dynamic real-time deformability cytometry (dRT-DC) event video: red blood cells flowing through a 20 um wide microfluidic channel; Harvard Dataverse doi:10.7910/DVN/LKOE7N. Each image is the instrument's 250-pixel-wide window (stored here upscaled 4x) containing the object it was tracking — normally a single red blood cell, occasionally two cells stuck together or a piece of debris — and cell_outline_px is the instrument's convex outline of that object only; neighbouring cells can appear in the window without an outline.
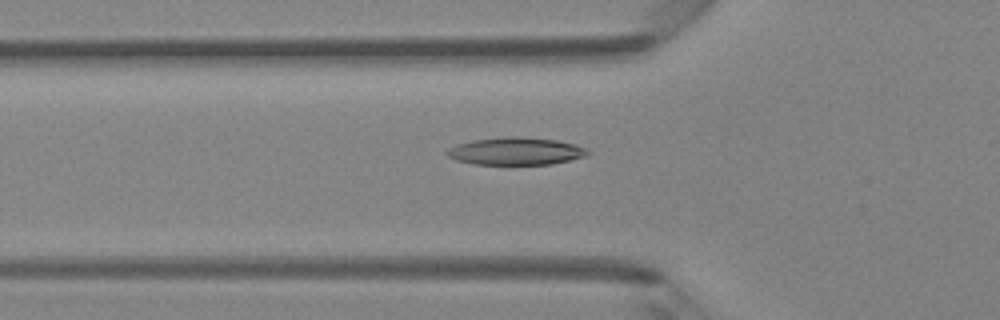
{"species": "Egyptian fruit bat (a non-hibernating species)", "species_latin": "Rousettus aegyptiacus", "temperature_condition": "room temperature", "stored_images_in_passage": 39, "camera_frame_rate_fps": 3000, "um_per_image_px": 0.085, "animal": {"sex": "female"}, "frame": {"image": 1, "passage_image": 9, "time_ms": 2.667, "image_size_px": [1000, 320], "cell_outline_px": [[592, 152], [584, 156], [552, 164], [472, 164], [456, 160], [448, 156], [444, 152], [448, 148], [456, 144], [472, 140], [512, 136], [556, 140], [576, 144], [588, 148]], "centroid_in_image_um": [43.83, 12.85], "position_along_channel_um": 82.0, "area_um2": 22.54}}
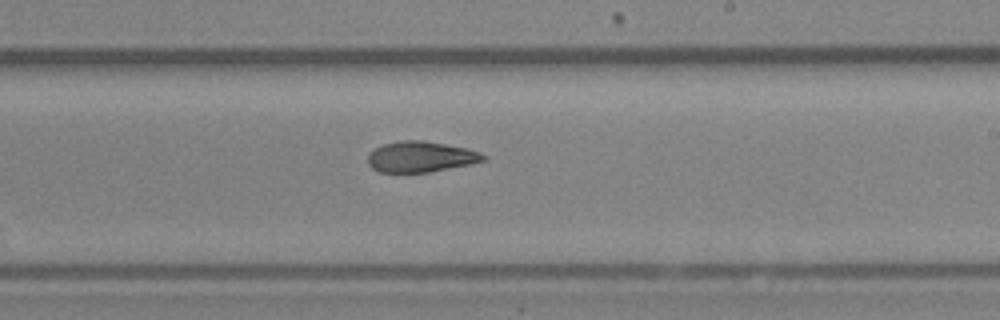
{"frame": {"image": 2, "passage_image": 21, "time_ms": 6.667, "image_size_px": [1000, 320], "cell_outline_px": [[488, 156], [484, 160], [472, 164], [428, 172], [380, 172], [372, 168], [368, 164], [368, 156], [372, 148], [384, 144], [400, 140], [420, 140], [468, 148], [480, 152]], "centroid_in_image_um": [35.76, 13.32], "position_along_channel_um": 253.2, "area_um2": 20.75}}
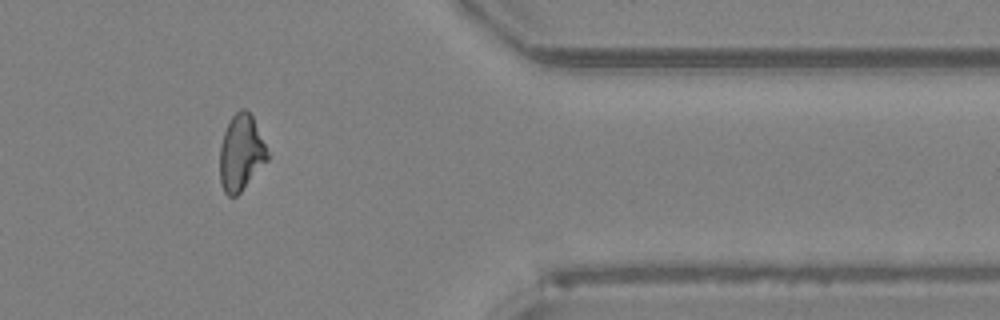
{"frame": {"image": 3, "passage_image": 32, "time_ms": 10.333, "image_size_px": [1000, 320], "cell_outline_px": [[268, 160], [240, 192], [236, 196], [228, 196], [224, 192], [220, 184], [220, 144], [224, 132], [232, 116], [240, 108], [244, 108], [252, 116], [268, 152]], "centroid_in_image_um": [20.47, 13.0], "position_along_channel_um": 390.9, "area_um2": 20.87}}